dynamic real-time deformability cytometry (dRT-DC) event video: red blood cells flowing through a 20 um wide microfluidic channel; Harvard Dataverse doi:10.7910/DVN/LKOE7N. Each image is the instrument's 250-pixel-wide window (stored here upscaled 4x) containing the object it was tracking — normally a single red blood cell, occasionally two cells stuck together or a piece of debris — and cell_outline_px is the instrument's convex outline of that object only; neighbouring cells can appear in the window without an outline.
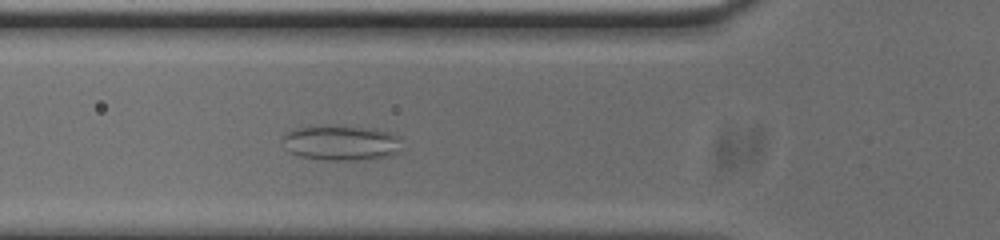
{"species": "common noctule bat (a hibernating species)", "species_latin": "Nyctalus noctula", "temperature_condition": "cold", "stored_images_in_passage": 51, "camera_frame_rate_fps": 3000, "um_per_image_px": 0.085, "animal": {"sex": "male", "body_mass_g": 20.0, "forearm_length_mm": 53.3}, "frame": {"image": 1, "passage_image": 15, "time_ms": 4.667, "image_size_px": [1000, 240], "cell_outline_px": [[400, 152], [392, 156], [368, 160], [332, 160], [300, 156], [292, 152], [284, 140], [284, 136], [292, 128], [376, 128], [392, 132], [400, 136]], "centroid_in_image_um": [29.16, 12.18], "position_along_channel_um": 96.6, "area_um2": 23.7}}
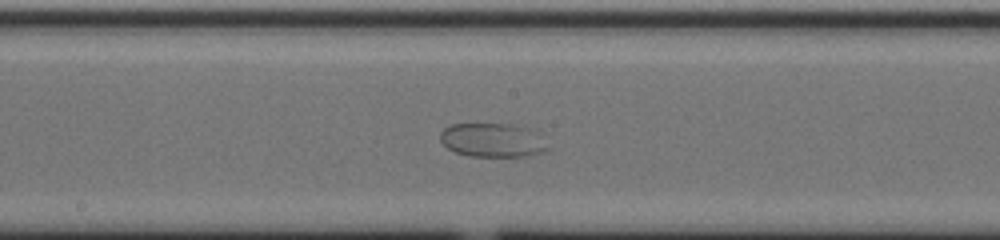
{"frame": {"image": 2, "passage_image": 24, "time_ms": 7.667, "image_size_px": [1000, 240], "cell_outline_px": [[552, 148], [548, 152], [524, 156], [468, 156], [456, 152], [448, 148], [440, 140], [440, 132], [444, 128], [452, 124], [512, 124], [524, 128]], "centroid_in_image_um": [41.82, 11.93], "position_along_channel_um": 206.4, "area_um2": 20.87}}
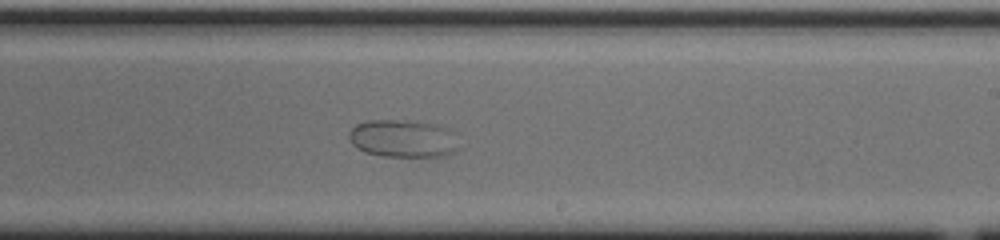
{"frame": {"image": 3, "passage_image": 28, "time_ms": 9.0, "image_size_px": [1000, 240], "cell_outline_px": [[456, 152], [444, 156], [384, 156], [364, 152], [356, 148], [348, 140], [348, 132], [356, 124], [368, 120], [396, 120], [436, 124], [448, 128], [456, 132]], "centroid_in_image_um": [34.24, 11.78], "position_along_channel_um": 254.8, "area_um2": 24.28}}